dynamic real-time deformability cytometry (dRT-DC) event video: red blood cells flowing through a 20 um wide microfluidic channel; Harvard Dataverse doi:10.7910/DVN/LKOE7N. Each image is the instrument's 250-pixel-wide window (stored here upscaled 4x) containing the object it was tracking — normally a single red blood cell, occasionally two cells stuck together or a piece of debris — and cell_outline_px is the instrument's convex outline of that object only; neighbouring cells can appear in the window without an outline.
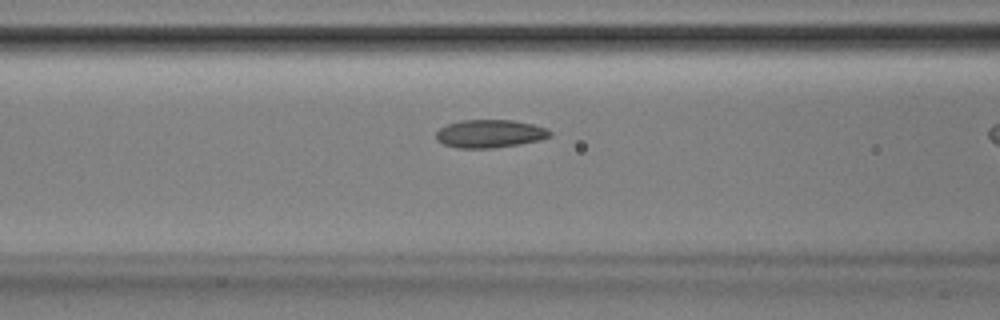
{"species": "Egyptian fruit bat (a non-hibernating species)", "species_latin": "Rousettus aegyptiacus", "temperature_condition": "room temperature", "stored_images_in_passage": 19, "camera_frame_rate_fps": 3000, "um_per_image_px": 0.085, "animal": {"sex": "male"}, "frame": {"image": 1, "passage_image": 14, "time_ms": 4.333, "image_size_px": [1000, 320], "cell_outline_px": [[552, 136], [540, 140], [520, 144], [492, 148], [456, 148], [444, 144], [436, 140], [436, 132], [440, 128], [448, 124], [460, 120], [512, 120], [532, 124], [548, 128], [552, 132]], "centroid_in_image_um": [41.65, 11.36], "position_along_channel_um": 124.9, "area_um2": 18.73}}